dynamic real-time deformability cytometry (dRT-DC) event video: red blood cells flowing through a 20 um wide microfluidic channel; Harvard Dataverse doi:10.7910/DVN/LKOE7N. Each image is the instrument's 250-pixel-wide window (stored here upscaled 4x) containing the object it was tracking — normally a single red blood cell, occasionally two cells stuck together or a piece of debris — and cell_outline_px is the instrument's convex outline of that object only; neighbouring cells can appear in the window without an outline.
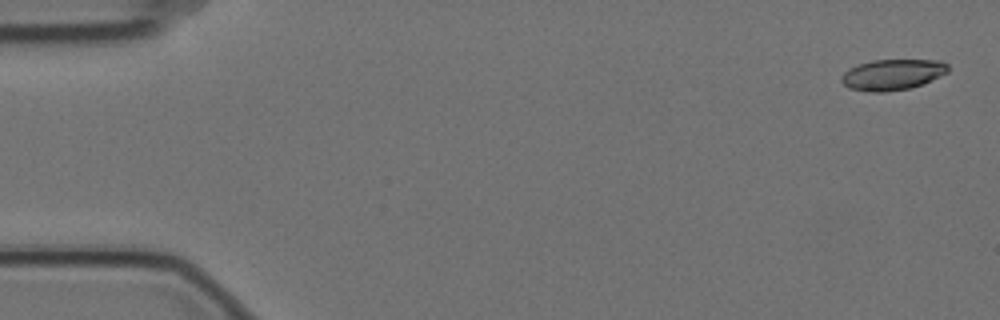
{"species": "Egyptian fruit bat (a non-hibernating species)", "species_latin": "Rousettus aegyptiacus", "temperature_condition": "cold", "stored_images_in_passage": 14, "camera_frame_rate_fps": 3000, "um_per_image_px": 0.085, "animal": {"sex": "female"}, "frame": {"image": 1, "passage_image": 1, "time_ms": 0.0, "image_size_px": [1000, 320], "cell_outline_px": [[948, 72], [940, 76], [920, 84], [908, 88], [884, 92], [872, 92], [848, 88], [840, 80], [840, 76], [848, 68], [872, 60], [940, 60], [948, 64]], "centroid_in_image_um": [75.82, 6.33], "position_along_channel_um": 9.2, "area_um2": 19.02}}
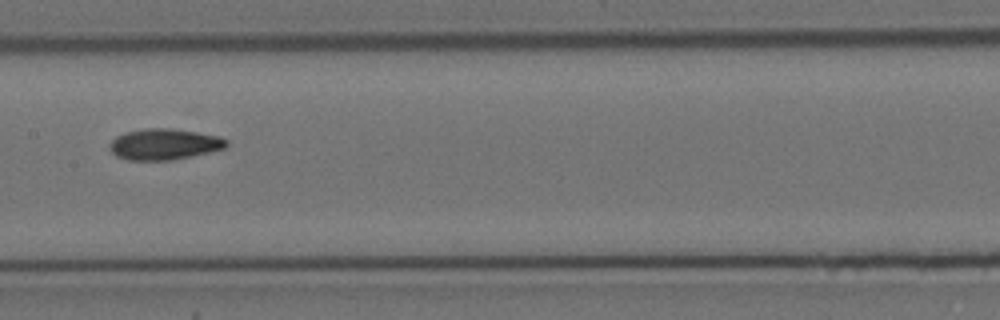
{"frame": {"image": 2, "passage_image": 8, "time_ms": 2.333, "image_size_px": [1000, 320], "cell_outline_px": [[228, 144], [224, 148], [208, 152], [172, 160], [128, 160], [116, 156], [112, 152], [108, 144], [116, 136], [124, 132], [148, 128], [172, 128], [220, 136], [228, 140]], "centroid_in_image_um": [13.94, 12.25], "position_along_channel_um": 193.5, "area_um2": 21.1}}
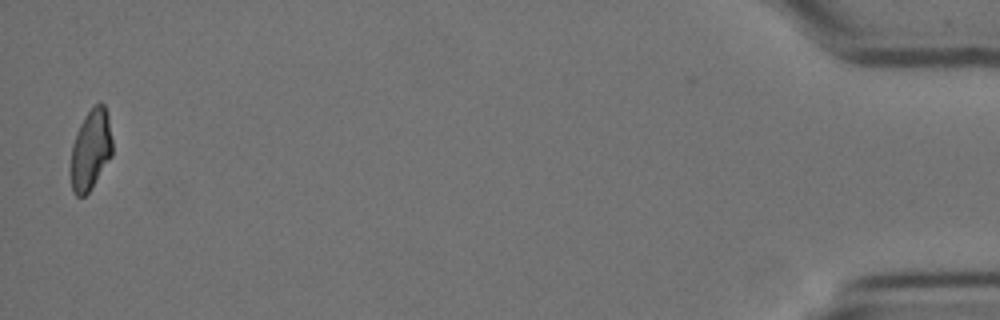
{"frame": {"image": 3, "passage_image": 14, "time_ms": 4.333, "image_size_px": [1000, 320], "cell_outline_px": [[112, 156], [88, 192], [84, 196], [76, 196], [72, 192], [72, 144], [76, 132], [84, 116], [100, 100], [104, 104], [108, 116], [112, 140]], "centroid_in_image_um": [7.72, 12.69], "position_along_channel_um": 427.5, "area_um2": 19.25}}